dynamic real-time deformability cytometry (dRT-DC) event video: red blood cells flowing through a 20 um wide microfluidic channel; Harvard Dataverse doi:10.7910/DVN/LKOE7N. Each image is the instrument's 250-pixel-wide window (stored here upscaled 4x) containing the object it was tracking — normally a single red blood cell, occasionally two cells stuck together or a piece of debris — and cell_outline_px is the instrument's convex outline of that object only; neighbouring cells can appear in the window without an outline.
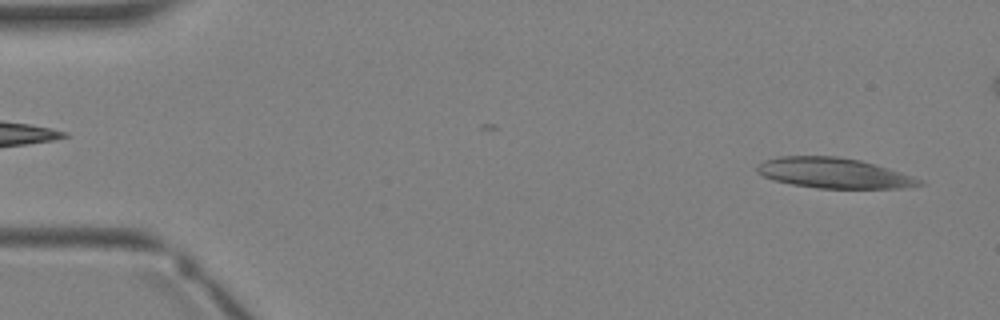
{"species": "Egyptian fruit bat (a non-hibernating species)", "species_latin": "Rousettus aegyptiacus", "temperature_condition": "warm", "stored_images_in_passage": 4, "segment_of_instrument_passage": [2, 2], "camera_frame_rate_fps": 3000, "um_per_image_px": 0.085, "animal": {"sex": "female"}, "frame": {"image": 1, "passage_image": 4, "time_ms": 3.667, "image_size_px": [1000, 320], "cell_outline_px": [[924, 184], [904, 188], [816, 188], [792, 184], [772, 180], [756, 172], [756, 168], [764, 160], [776, 156], [836, 156], [860, 160], [876, 164], [924, 180]], "centroid_in_image_um": [70.87, 14.7], "position_along_channel_um": 14.1, "area_um2": 28.73}}